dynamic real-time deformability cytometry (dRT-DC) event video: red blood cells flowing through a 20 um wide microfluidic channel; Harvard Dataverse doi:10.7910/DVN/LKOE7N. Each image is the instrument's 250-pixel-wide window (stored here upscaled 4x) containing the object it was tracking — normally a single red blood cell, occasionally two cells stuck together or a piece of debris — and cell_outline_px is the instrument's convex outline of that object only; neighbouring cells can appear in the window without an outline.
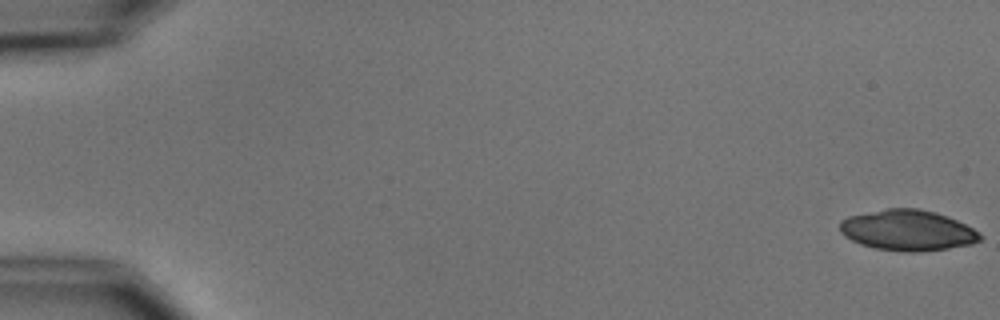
{"species": "common noctule bat (a hibernating species)", "species_latin": "Nyctalus noctula", "temperature_condition": "cold", "stored_images_in_passage": 2, "camera_frame_rate_fps": 3000, "um_per_image_px": 0.085, "animal": {"sex": "male", "body_mass_g": 15.6}, "frame": {"image": 1, "passage_image": 2, "time_ms": 1.333, "image_size_px": [1000, 320], "cell_outline_px": [[984, 236], [980, 240], [972, 244], [948, 248], [920, 252], [908, 252], [876, 248], [860, 244], [844, 236], [840, 232], [840, 220], [848, 216], [888, 208], [920, 208], [936, 212], [948, 216], [980, 232]], "centroid_in_image_um": [77.16, 19.57], "position_along_channel_um": 7.8, "area_um2": 33.35}}